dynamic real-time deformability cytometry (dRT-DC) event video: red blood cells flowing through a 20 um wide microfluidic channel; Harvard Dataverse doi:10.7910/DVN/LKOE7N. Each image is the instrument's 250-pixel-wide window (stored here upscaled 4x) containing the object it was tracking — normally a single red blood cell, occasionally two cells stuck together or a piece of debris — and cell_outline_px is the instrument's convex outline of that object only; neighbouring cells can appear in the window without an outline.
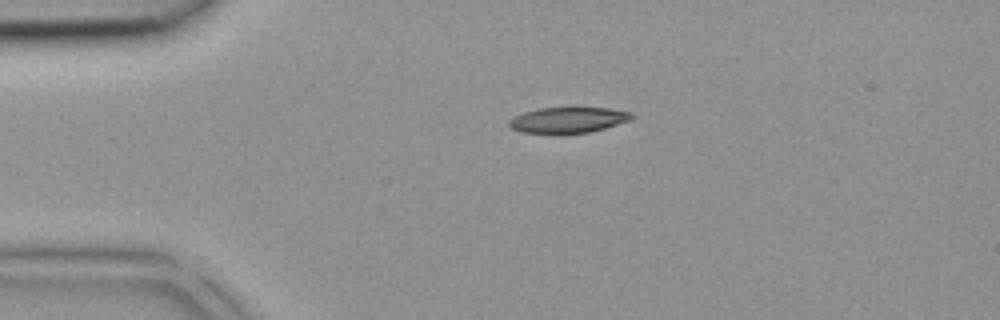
{"species": "common noctule bat (a hibernating species)", "species_latin": "Nyctalus noctula", "temperature_condition": "room temperature", "stored_images_in_passage": 2, "camera_frame_rate_fps": 3000, "um_per_image_px": 0.085, "animal": {"sex": "female", "body_mass_g": 18.4}, "frame": {"image": 1, "passage_image": 1, "time_ms": 0.0, "image_size_px": [1000, 320], "cell_outline_px": [[636, 116], [632, 120], [604, 128], [588, 132], [564, 136], [560, 136], [520, 132], [512, 128], [508, 124], [508, 120], [512, 116], [524, 112], [540, 108], [608, 108], [632, 112]], "centroid_in_image_um": [48.26, 10.24], "position_along_channel_um": 36.7, "area_um2": 19.13}}